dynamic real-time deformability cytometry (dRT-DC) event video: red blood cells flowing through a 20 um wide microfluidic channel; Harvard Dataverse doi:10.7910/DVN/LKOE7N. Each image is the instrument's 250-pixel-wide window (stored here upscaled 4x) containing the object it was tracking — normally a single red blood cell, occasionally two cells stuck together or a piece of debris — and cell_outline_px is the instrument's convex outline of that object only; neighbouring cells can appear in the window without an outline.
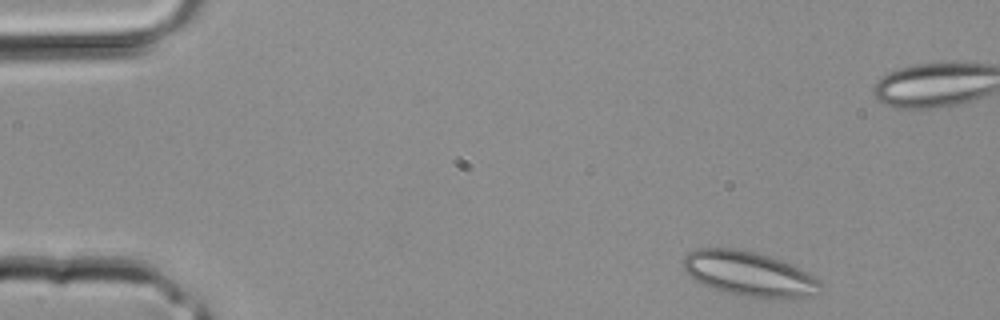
{"species": "common noctule bat (a hibernating species)", "species_latin": "Nyctalus noctula", "temperature_condition": "room temperature", "stored_images_in_passage": 4, "camera_frame_rate_fps": 3000, "um_per_image_px": 0.085, "animal": {"sex": "male", "body_mass_g": 20.4}, "frame": {"image": 1, "passage_image": 1, "time_ms": 0.0, "image_size_px": [1000, 320], "cell_outline_px": [[824, 284], [820, 292], [812, 296], [800, 300], [748, 296], [728, 292], [712, 288], [696, 280], [684, 272], [680, 260], [688, 252], [696, 248], [736, 248], [756, 252], [780, 260], [800, 268], [808, 272], [820, 280]], "centroid_in_image_um": [63.71, 23.28], "position_along_channel_um": 21.3, "area_um2": 36.3}}